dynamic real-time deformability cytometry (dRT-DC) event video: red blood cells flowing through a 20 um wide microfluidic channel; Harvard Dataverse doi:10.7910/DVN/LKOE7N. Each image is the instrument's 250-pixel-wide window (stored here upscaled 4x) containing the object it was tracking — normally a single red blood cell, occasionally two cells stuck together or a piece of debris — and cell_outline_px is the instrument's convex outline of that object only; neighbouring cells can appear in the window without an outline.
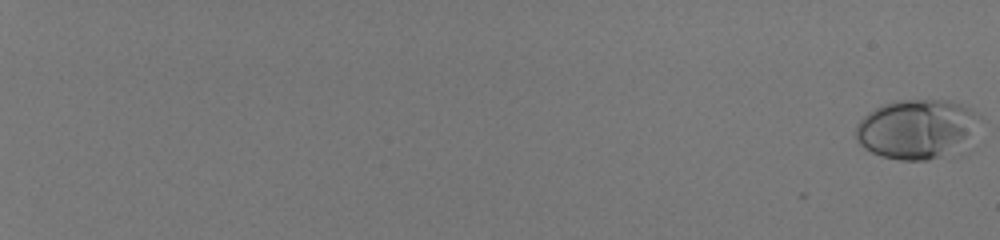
{"species": "human", "species_latin": "Homo sapiens", "temperature_condition": "room temperature", "stored_images_in_passage": 60, "camera_frame_rate_fps": 3000, "um_per_image_px": 0.085, "donor": {"sex": "male"}, "frame": {"image": 1, "passage_image": 1, "time_ms": 0.0, "image_size_px": [1000, 240], "cell_outline_px": [[984, 120], [940, 156], [928, 160], [900, 160], [880, 156], [864, 148], [856, 140], [856, 124], [864, 116], [876, 108], [884, 104], [896, 100], [948, 100], [972, 108]], "centroid_in_image_um": [77.82, 10.92], "position_along_channel_um": 7.2, "area_um2": 41.56}}
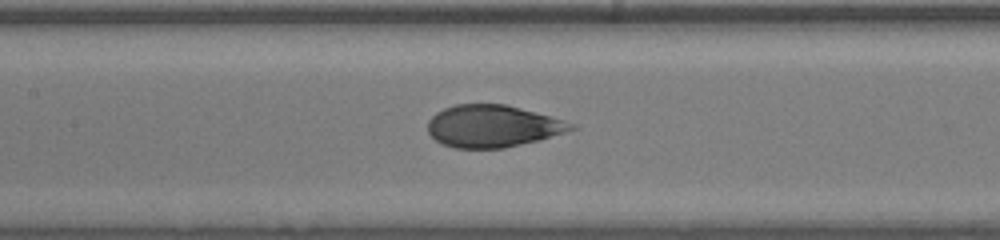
{"frame": {"image": 2, "passage_image": 36, "time_ms": 11.667, "image_size_px": [1000, 240], "cell_outline_px": [[576, 128], [540, 140], [504, 148], [456, 148], [444, 144], [436, 140], [428, 132], [428, 120], [436, 112], [444, 108], [456, 104], [504, 104], [520, 108], [576, 124]], "centroid_in_image_um": [41.85, 10.72], "position_along_channel_um": 165.6, "area_um2": 34.85}}
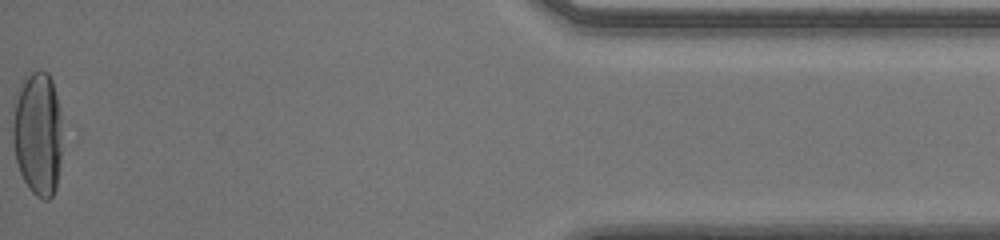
{"frame": {"image": 3, "passage_image": 60, "time_ms": 19.667, "image_size_px": [1000, 240], "cell_outline_px": [[80, 140], [52, 196], [48, 200], [44, 200], [36, 196], [28, 188], [20, 172], [16, 160], [12, 140], [12, 124], [16, 100], [20, 88], [28, 76], [32, 72], [40, 68], [48, 72], [80, 128]], "centroid_in_image_um": [3.65, 11.39], "position_along_channel_um": 431.5, "area_um2": 43.52}, "authors_computed_cell_mechanics": {"area_um2": 36.4429, "velocity_mm_per_s": 4.0167, "shape_relaxation_time_tau1_ms": 8.4874, "shape_relaxation_time_tau2_ms": null, "deformation_change_tau1": 0.2747, "deformation_change_tau2": null}}